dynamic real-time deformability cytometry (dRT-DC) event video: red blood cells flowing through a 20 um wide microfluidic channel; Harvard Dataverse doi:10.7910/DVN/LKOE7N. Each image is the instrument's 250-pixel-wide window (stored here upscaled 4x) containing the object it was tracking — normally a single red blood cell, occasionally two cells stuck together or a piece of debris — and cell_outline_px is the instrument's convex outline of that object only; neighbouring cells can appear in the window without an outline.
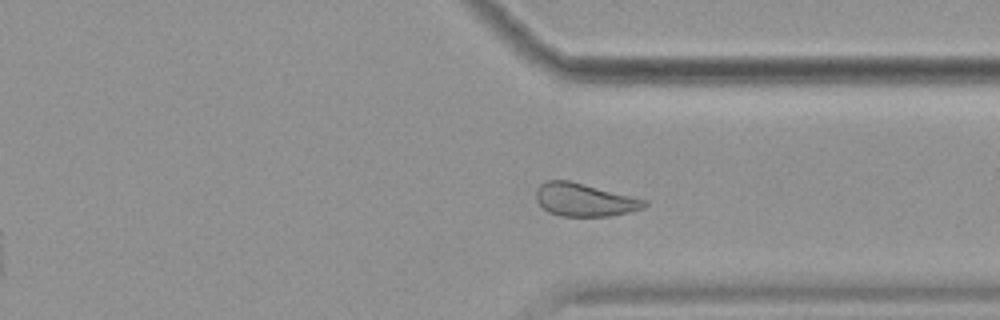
{"species": "common noctule bat (a hibernating species)", "species_latin": "Nyctalus noctula", "temperature_condition": "cold", "stored_images_in_passage": 13, "segment_of_instrument_passage": [2, 2], "camera_frame_rate_fps": 3000, "um_per_image_px": 0.085, "animal": {"sex": "female", "body_mass_g": 19.9}, "frame": {"image": 1, "passage_image": 13, "time_ms": 4.0, "image_size_px": [1000, 320], "cell_outline_px": [[648, 204], [644, 208], [628, 212], [608, 216], [560, 216], [548, 212], [536, 200], [536, 192], [540, 184], [544, 180], [568, 180], [648, 200]], "centroid_in_image_um": [49.67, 16.98], "position_along_channel_um": 361.7, "area_um2": 20.75}}